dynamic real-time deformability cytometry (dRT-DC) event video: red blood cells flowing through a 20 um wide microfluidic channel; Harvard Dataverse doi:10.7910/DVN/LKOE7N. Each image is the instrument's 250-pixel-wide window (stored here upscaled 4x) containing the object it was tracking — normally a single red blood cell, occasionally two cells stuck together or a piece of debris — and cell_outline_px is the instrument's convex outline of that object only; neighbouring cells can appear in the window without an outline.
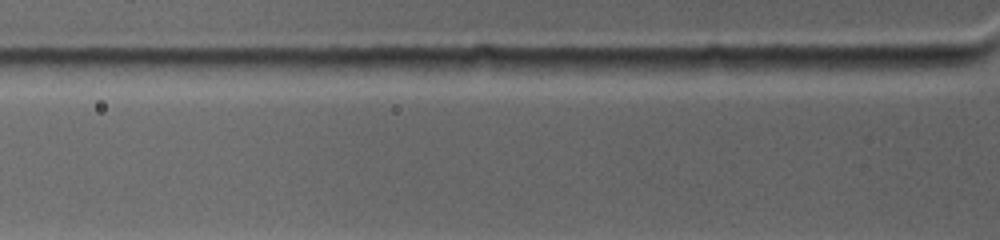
{"species": "common noctule bat (a hibernating species)", "species_latin": "Nyctalus noctula", "temperature_condition": "warm", "stored_images_in_passage": 3, "camera_frame_rate_fps": 4500, "um_per_image_px": 0.085, "animal": {"sex": "female", "body_mass_g": 19.0, "forearm_length_mm": 53.3}, "frame": {"image": 1, "passage_image": 3, "time_ms": 1.111, "image_size_px": [1000, 240], "cell_outline_px": [[984, 60], [956, 68], [844, 68], [844, 64], [852, 56], [984, 52]], "centroid_in_image_um": [77.8, 5.17], "position_along_channel_um": 48.0, "area_um2": 13.01}}